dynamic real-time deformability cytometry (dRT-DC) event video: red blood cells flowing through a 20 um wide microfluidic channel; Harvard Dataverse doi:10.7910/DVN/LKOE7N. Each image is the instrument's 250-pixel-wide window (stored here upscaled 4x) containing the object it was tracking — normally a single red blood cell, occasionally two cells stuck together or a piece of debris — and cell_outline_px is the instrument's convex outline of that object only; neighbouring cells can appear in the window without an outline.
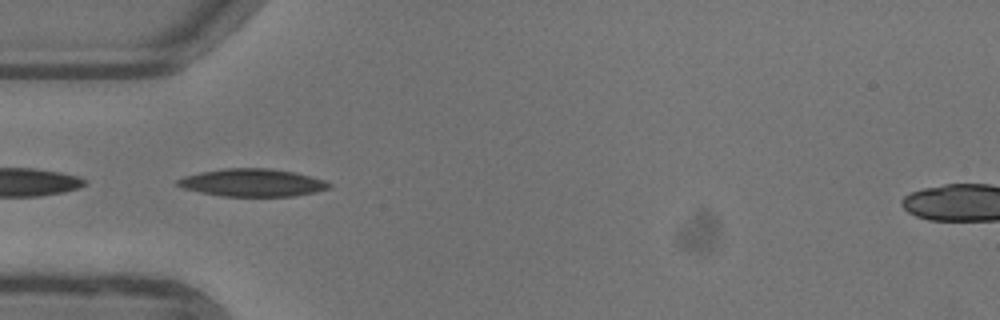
{"species": "common noctule bat (a hibernating species)", "species_latin": "Nyctalus noctula", "temperature_condition": "warm", "stored_images_in_passage": 33, "camera_frame_rate_fps": 3000, "um_per_image_px": 0.085, "animal": {"sex": "female"}, "frame": {"image": 1, "passage_image": 1, "time_ms": 0.0, "image_size_px": [1000, 320], "cell_outline_px": [[332, 188], [316, 192], [292, 196], [220, 196], [200, 192], [184, 188], [176, 184], [176, 180], [184, 176], [200, 172], [224, 168], [268, 168], [296, 172], [324, 180], [332, 184]], "centroid_in_image_um": [21.48, 15.52], "position_along_channel_um": 63.5, "area_um2": 24.51}}
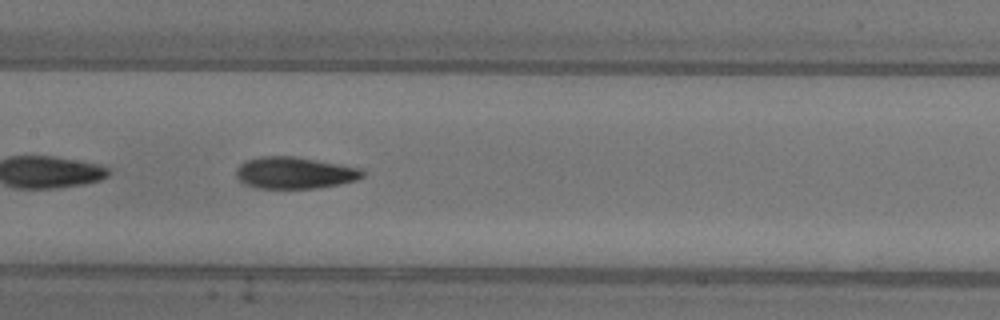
{"frame": {"image": 2, "passage_image": 10, "time_ms": 3.0, "image_size_px": [1000, 320], "cell_outline_px": [[364, 176], [356, 180], [340, 184], [316, 188], [256, 188], [244, 184], [236, 176], [236, 168], [240, 164], [248, 160], [260, 156], [296, 156], [360, 168], [364, 172]], "centroid_in_image_um": [25.03, 14.69], "position_along_channel_um": 182.4, "area_um2": 23.35}, "authors_computed_cell_mechanics": {"area_um2": 22.831, "velocity_mm_per_s": 3.9532, "shape_relaxation_time_tau1_ms": 7.0022, "shape_relaxation_time_tau2_ms": 3.3271, "deformation_change_tau1": 0.2158, "deformation_change_tau2": 0.1125}}